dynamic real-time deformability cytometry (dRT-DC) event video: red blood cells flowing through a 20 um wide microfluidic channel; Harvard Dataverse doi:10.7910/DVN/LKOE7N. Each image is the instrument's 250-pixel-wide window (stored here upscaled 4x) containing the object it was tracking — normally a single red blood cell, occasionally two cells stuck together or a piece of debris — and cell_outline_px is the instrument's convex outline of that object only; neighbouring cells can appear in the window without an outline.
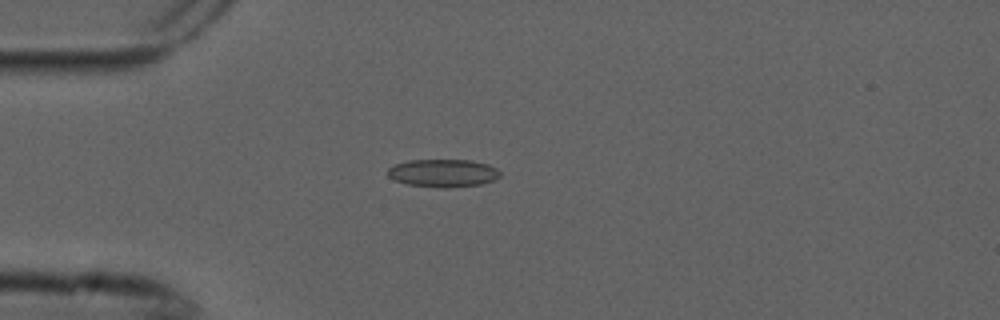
{"species": "common noctule bat (a hibernating species)", "species_latin": "Nyctalus noctula", "temperature_condition": "cold", "stored_images_in_passage": 2, "camera_frame_rate_fps": 3000, "um_per_image_px": 0.085, "animal": {"sex": "male", "forearm_length_mm": 52.5}, "frame": {"image": 1, "passage_image": 2, "time_ms": 0.333, "image_size_px": [1000, 320], "cell_outline_px": [[500, 176], [492, 180], [480, 184], [448, 188], [444, 188], [408, 184], [396, 180], [388, 176], [388, 168], [396, 164], [408, 160], [472, 160], [488, 164], [496, 168], [500, 172]], "centroid_in_image_um": [37.67, 14.7], "position_along_channel_um": 47.3, "area_um2": 18.09}}